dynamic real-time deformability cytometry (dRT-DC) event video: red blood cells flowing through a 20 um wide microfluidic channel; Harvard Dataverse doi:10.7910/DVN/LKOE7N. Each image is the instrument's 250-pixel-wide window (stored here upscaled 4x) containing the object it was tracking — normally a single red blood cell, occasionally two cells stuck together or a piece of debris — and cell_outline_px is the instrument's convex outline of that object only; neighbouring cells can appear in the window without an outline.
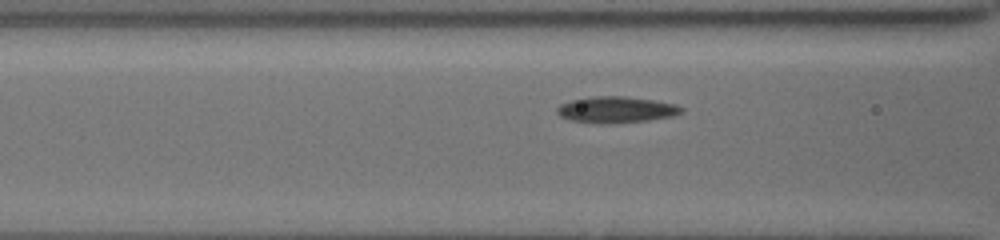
{"species": "common noctule bat (a hibernating species)", "species_latin": "Nyctalus noctula", "temperature_condition": "cold", "stored_images_in_passage": 9, "camera_frame_rate_fps": 3000, "um_per_image_px": 0.085, "animal": {"sex": "female", "body_mass_g": 19.5, "forearm_length_mm": 54.1}, "frame": {"image": 1, "passage_image": 7, "time_ms": 2.0, "image_size_px": [1000, 240], "cell_outline_px": [[684, 108], [680, 112], [672, 116], [648, 120], [568, 120], [560, 116], [556, 112], [556, 108], [560, 104], [572, 100], [592, 96], [624, 96], [656, 100], [676, 104]], "centroid_in_image_um": [52.39, 9.25], "position_along_channel_um": 114.2, "area_um2": 17.92}}